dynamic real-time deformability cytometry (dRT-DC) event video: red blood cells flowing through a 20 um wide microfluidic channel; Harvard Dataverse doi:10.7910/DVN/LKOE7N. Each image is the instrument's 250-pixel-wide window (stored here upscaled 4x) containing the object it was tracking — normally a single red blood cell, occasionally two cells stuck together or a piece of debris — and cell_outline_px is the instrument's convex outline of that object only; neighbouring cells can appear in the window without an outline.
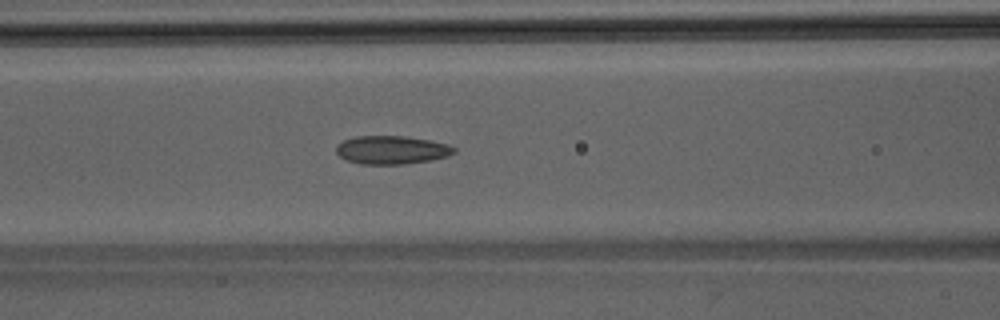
{"species": "Egyptian fruit bat (a non-hibernating species)", "species_latin": "Rousettus aegyptiacus", "temperature_condition": "room temperature", "stored_images_in_passage": 47, "camera_frame_rate_fps": 3000, "um_per_image_px": 0.085, "animal": {"sex": "male"}, "frame": {"image": 1, "passage_image": 20, "time_ms": 6.333, "image_size_px": [1000, 320], "cell_outline_px": [[456, 152], [448, 156], [432, 160], [404, 164], [360, 164], [348, 160], [340, 156], [336, 152], [336, 144], [344, 140], [356, 136], [404, 136], [428, 140], [448, 144], [456, 148]], "centroid_in_image_um": [33.3, 12.74], "position_along_channel_um": 133.3, "area_um2": 19.48}}
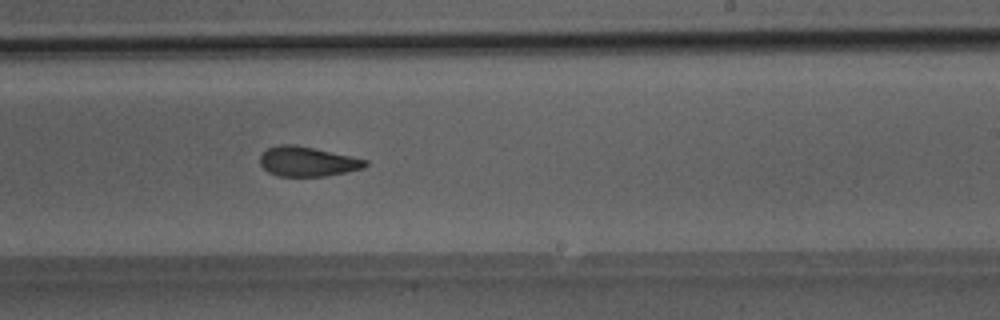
{"frame": {"image": 2, "passage_image": 29, "time_ms": 9.333, "image_size_px": [1000, 320], "cell_outline_px": [[368, 164], [364, 168], [324, 176], [276, 176], [268, 172], [260, 164], [260, 156], [268, 148], [280, 144], [292, 144], [312, 148], [368, 160]], "centroid_in_image_um": [26.11, 13.74], "position_along_channel_um": 262.9, "area_um2": 17.98}}
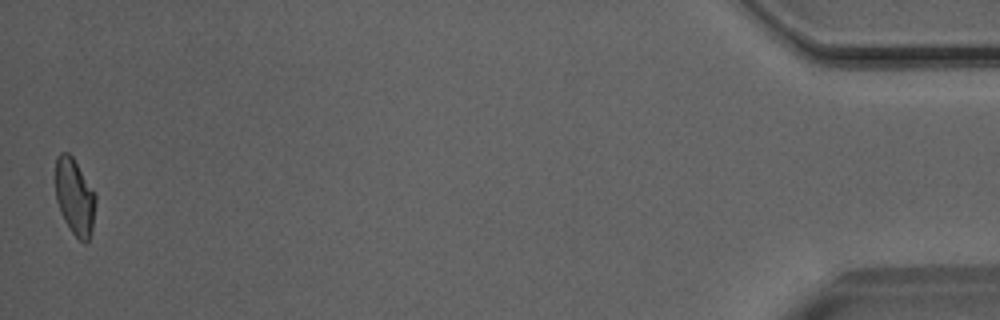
{"frame": {"image": 3, "passage_image": 47, "time_ms": 15.333, "image_size_px": [1000, 320], "cell_outline_px": [[96, 200], [92, 232], [88, 240], [84, 244], [72, 232], [64, 220], [60, 212], [56, 200], [56, 156], [60, 152], [68, 152], [72, 156], [96, 196]], "centroid_in_image_um": [6.34, 16.75], "position_along_channel_um": 428.9, "area_um2": 17.74}}